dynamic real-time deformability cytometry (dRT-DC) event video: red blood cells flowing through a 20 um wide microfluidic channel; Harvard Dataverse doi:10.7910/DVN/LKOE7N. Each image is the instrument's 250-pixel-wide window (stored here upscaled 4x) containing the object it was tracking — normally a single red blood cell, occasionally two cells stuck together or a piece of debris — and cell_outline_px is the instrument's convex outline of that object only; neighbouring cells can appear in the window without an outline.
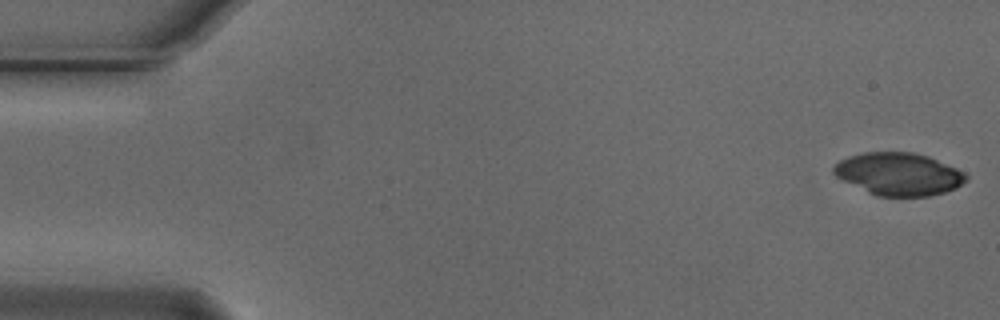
{"species": "Egyptian fruit bat (a non-hibernating species)", "species_latin": "Rousettus aegyptiacus", "temperature_condition": "cold", "stored_images_in_passage": 54, "camera_frame_rate_fps": 3000, "um_per_image_px": 0.085, "animal": {"sex": "male"}, "frame": {"image": 1, "passage_image": 1, "time_ms": 0.0, "image_size_px": [1000, 320], "cell_outline_px": [[968, 180], [956, 188], [944, 192], [928, 196], [876, 196], [836, 176], [832, 172], [832, 168], [840, 160], [848, 156], [864, 152], [912, 152], [928, 156], [956, 168], [964, 172], [968, 176]], "centroid_in_image_um": [76.4, 14.79], "position_along_channel_um": 8.6, "area_um2": 32.71}}
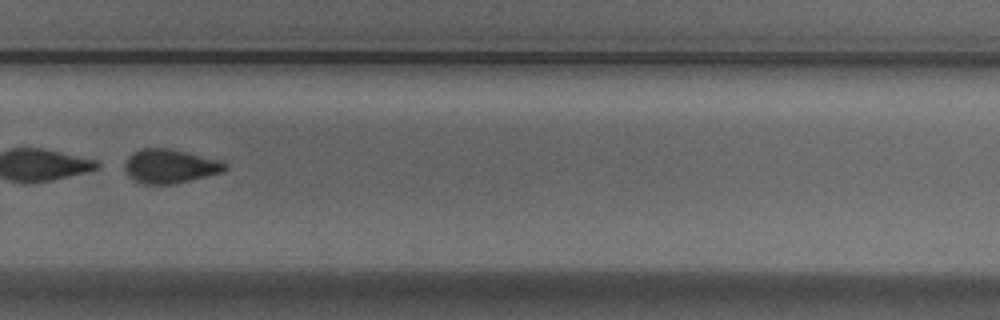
{"frame": {"image": 2, "passage_image": 37, "time_ms": 12.0, "image_size_px": [1000, 320], "cell_outline_px": [[228, 168], [224, 172], [172, 184], [144, 184], [128, 176], [124, 168], [124, 160], [132, 152], [140, 148], [172, 148], [220, 160], [228, 164]], "centroid_in_image_um": [14.44, 14.11], "position_along_channel_um": 315.4, "area_um2": 20.11}}